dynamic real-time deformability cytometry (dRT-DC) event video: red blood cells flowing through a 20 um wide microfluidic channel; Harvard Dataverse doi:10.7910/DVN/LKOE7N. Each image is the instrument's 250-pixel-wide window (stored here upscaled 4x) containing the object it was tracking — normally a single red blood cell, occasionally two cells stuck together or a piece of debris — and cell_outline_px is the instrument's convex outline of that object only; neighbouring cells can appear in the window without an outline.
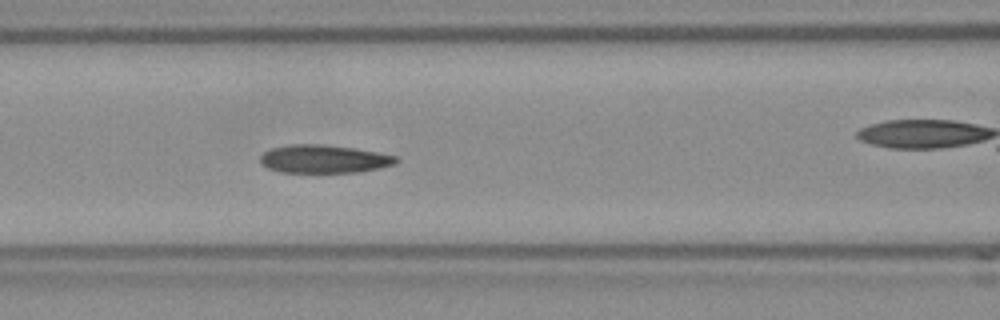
{"species": "Egyptian fruit bat (a non-hibernating species)", "species_latin": "Rousettus aegyptiacus", "temperature_condition": "room temperature", "stored_images_in_passage": 38, "camera_frame_rate_fps": 3000, "um_per_image_px": 0.085, "frame": {"image": 1, "passage_image": 6, "time_ms": 1.667, "image_size_px": [1000, 320], "cell_outline_px": [[400, 160], [396, 164], [380, 168], [360, 172], [280, 172], [268, 168], [260, 160], [260, 156], [264, 152], [272, 148], [288, 144], [320, 144], [352, 148], [376, 152], [396, 156]], "centroid_in_image_um": [27.55, 13.51], "position_along_channel_um": 139.0, "area_um2": 22.2}}